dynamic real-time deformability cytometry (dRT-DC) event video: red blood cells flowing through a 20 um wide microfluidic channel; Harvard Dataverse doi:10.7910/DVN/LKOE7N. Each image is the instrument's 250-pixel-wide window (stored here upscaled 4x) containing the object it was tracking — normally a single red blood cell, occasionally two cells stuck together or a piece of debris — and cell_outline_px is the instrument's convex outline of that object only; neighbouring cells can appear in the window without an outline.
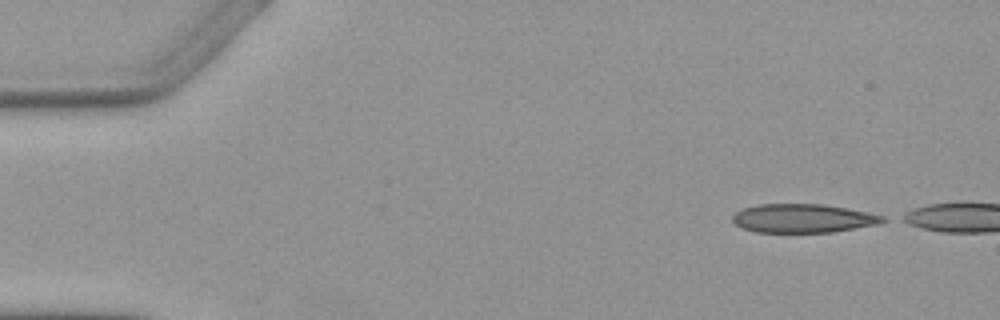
{"species": "Egyptian fruit bat (a non-hibernating species)", "species_latin": "Rousettus aegyptiacus", "temperature_condition": "warm", "stored_images_in_passage": 4, "camera_frame_rate_fps": 3000, "um_per_image_px": 0.085, "animal": {"sex": "female"}, "frame": {"image": 1, "passage_image": 1, "time_ms": 0.0, "image_size_px": [1000, 320], "cell_outline_px": [[888, 220], [880, 224], [832, 232], [756, 232], [740, 228], [732, 220], [732, 216], [736, 212], [744, 208], [756, 204], [824, 204], [848, 208], [888, 216]], "centroid_in_image_um": [68.3, 18.55], "position_along_channel_um": 16.7, "area_um2": 25.43}}
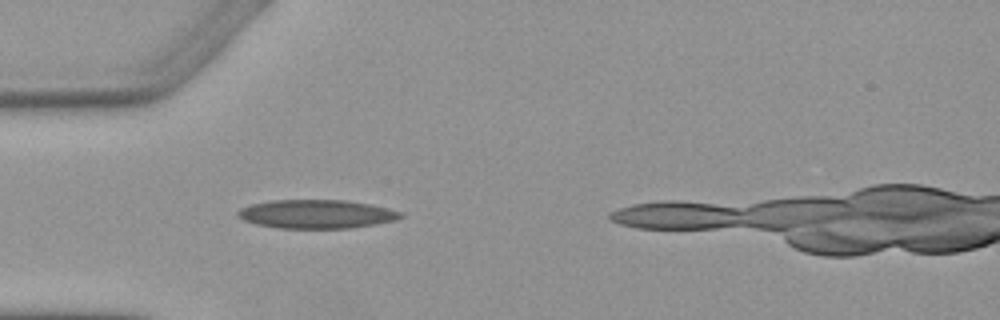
{"frame": {"image": 2, "passage_image": 4, "time_ms": 3.667, "image_size_px": [1000, 320], "cell_outline_px": [[404, 216], [396, 220], [376, 224], [348, 228], [276, 228], [256, 224], [244, 220], [236, 216], [236, 212], [240, 208], [252, 204], [272, 200], [344, 200], [368, 204], [388, 208], [404, 212]], "centroid_in_image_um": [26.9, 18.2], "position_along_channel_um": 58.1, "area_um2": 27.28}}